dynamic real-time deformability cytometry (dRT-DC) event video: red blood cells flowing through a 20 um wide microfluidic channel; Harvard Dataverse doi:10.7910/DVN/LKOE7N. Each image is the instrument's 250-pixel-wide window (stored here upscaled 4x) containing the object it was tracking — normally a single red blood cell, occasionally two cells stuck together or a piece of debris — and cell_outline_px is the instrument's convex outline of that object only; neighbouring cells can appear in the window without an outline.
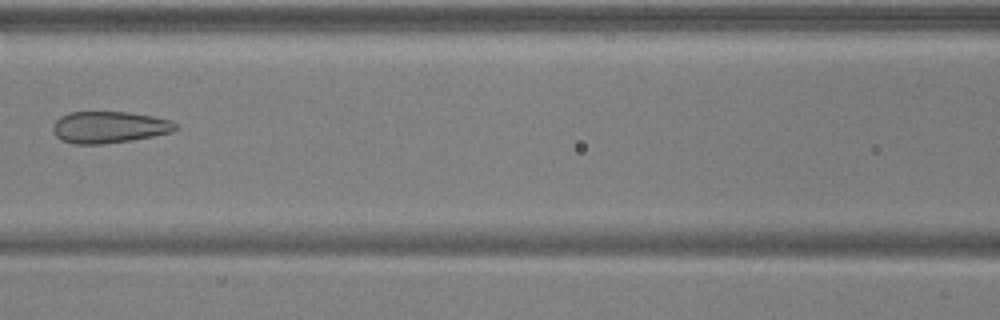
{"species": "common noctule bat (a hibernating species)", "species_latin": "Nyctalus noctula", "temperature_condition": "warm", "stored_images_in_passage": 3, "camera_frame_rate_fps": 3000, "um_per_image_px": 0.085, "animal": {"sex": "male", "body_mass_g": 17.9, "forearm_length_mm": 54.2}, "frame": {"image": 1, "passage_image": 3, "time_ms": 0.667, "image_size_px": [1000, 320], "cell_outline_px": [[176, 128], [172, 132], [132, 140], [104, 144], [72, 144], [60, 140], [56, 136], [52, 128], [56, 120], [60, 116], [68, 112], [128, 112], [152, 116], [172, 120], [176, 124]], "centroid_in_image_um": [9.25, 10.81], "position_along_channel_um": 157.4, "area_um2": 22.72}}